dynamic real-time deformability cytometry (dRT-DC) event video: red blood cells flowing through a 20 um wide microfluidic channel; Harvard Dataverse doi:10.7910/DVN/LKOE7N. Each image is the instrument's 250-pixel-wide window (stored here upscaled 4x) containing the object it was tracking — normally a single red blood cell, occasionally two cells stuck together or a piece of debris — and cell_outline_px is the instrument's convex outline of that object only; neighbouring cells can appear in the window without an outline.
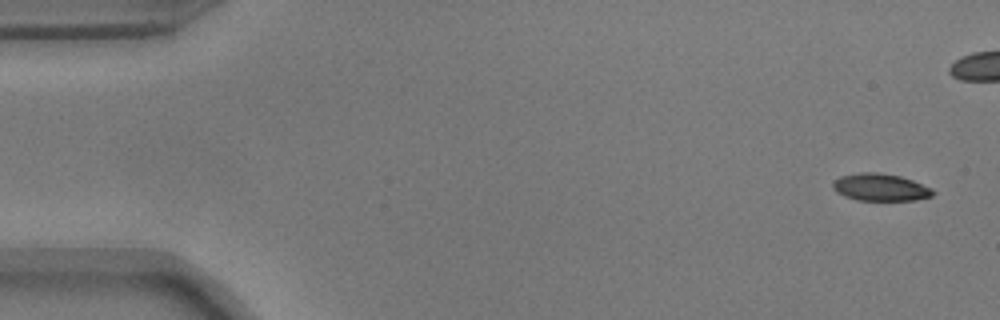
{"species": "common noctule bat (a hibernating species)", "species_latin": "Nyctalus noctula", "temperature_condition": "warm", "stored_images_in_passage": 44, "camera_frame_rate_fps": 3000, "um_per_image_px": 0.085, "animal": {"sex": "male", "body_mass_g": 17.9}, "frame": {"image": 1, "passage_image": 2, "time_ms": 0.333, "image_size_px": [1000, 320], "cell_outline_px": [[936, 192], [932, 196], [916, 200], [856, 200], [844, 196], [836, 192], [832, 188], [832, 184], [840, 176], [860, 172], [876, 172], [900, 176], [912, 180], [932, 188]], "centroid_in_image_um": [74.83, 15.92], "position_along_channel_um": 10.2, "area_um2": 15.95}}
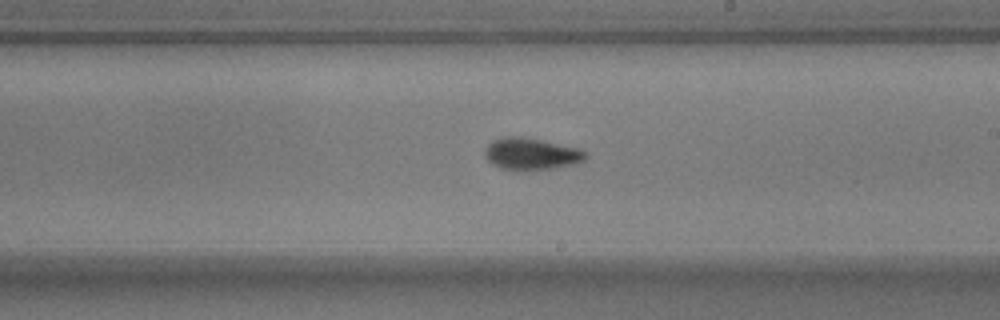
{"frame": {"image": 2, "passage_image": 31, "time_ms": 10.0, "image_size_px": [1000, 320], "cell_outline_px": [[588, 156], [584, 160], [576, 164], [552, 168], [500, 168], [488, 160], [484, 156], [484, 148], [492, 140], [504, 136], [520, 136], [540, 140], [576, 148], [584, 152]], "centroid_in_image_um": [45.11, 13.05], "position_along_channel_um": 243.9, "area_um2": 18.09}}
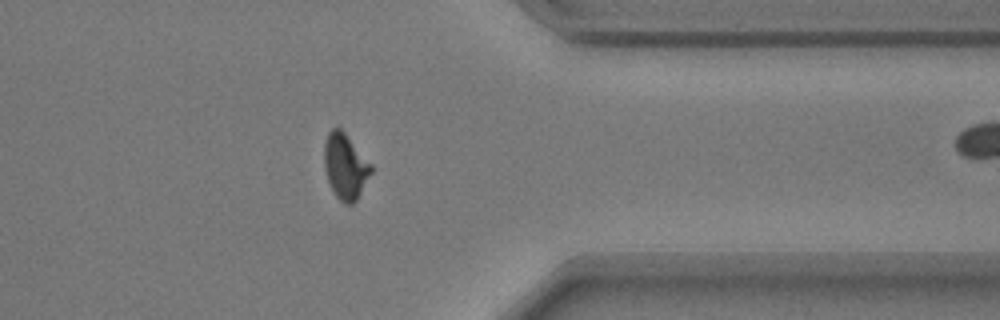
{"frame": {"image": 3, "passage_image": 43, "time_ms": 14.0, "image_size_px": [1000, 320], "cell_outline_px": [[372, 172], [356, 200], [352, 204], [344, 204], [336, 196], [328, 180], [324, 168], [324, 144], [328, 132], [332, 128], [340, 128], [344, 132], [372, 164]], "centroid_in_image_um": [29.35, 14.13], "position_along_channel_um": 382.1, "area_um2": 17.74}}